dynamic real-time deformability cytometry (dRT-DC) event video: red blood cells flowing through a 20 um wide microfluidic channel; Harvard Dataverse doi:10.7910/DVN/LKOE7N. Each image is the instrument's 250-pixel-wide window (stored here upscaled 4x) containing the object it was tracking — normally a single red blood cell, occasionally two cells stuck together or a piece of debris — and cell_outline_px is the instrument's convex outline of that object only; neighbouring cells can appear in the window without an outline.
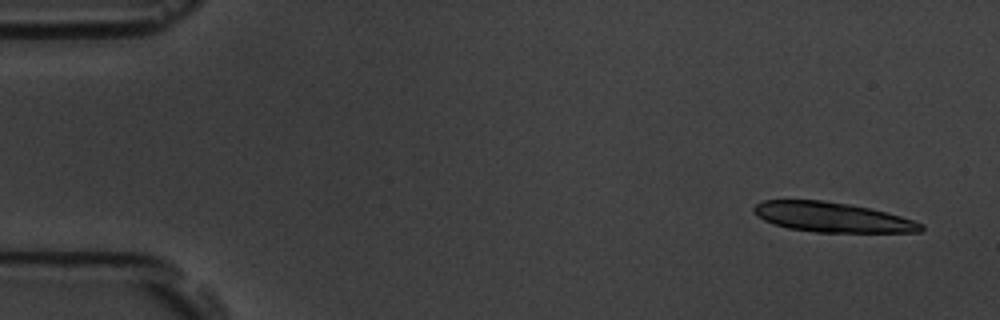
{"species": "common noctule bat (a hibernating species)", "species_latin": "Nyctalus noctula", "temperature_condition": "room temperature", "stored_images_in_passage": 5, "camera_frame_rate_fps": 3000, "um_per_image_px": 0.085, "animal": {"sex": "male", "body_mass_g": 19.5, "forearm_length_mm": 54.6}, "frame": {"image": 1, "passage_image": 1, "time_ms": 0.0, "image_size_px": [1000, 320], "cell_outline_px": [[924, 228], [920, 232], [816, 232], [788, 228], [764, 220], [756, 216], [752, 212], [752, 208], [756, 204], [764, 200], [820, 200], [848, 204], [872, 208], [900, 216], [924, 224]], "centroid_in_image_um": [70.72, 18.46], "position_along_channel_um": 14.3, "area_um2": 28.96}}